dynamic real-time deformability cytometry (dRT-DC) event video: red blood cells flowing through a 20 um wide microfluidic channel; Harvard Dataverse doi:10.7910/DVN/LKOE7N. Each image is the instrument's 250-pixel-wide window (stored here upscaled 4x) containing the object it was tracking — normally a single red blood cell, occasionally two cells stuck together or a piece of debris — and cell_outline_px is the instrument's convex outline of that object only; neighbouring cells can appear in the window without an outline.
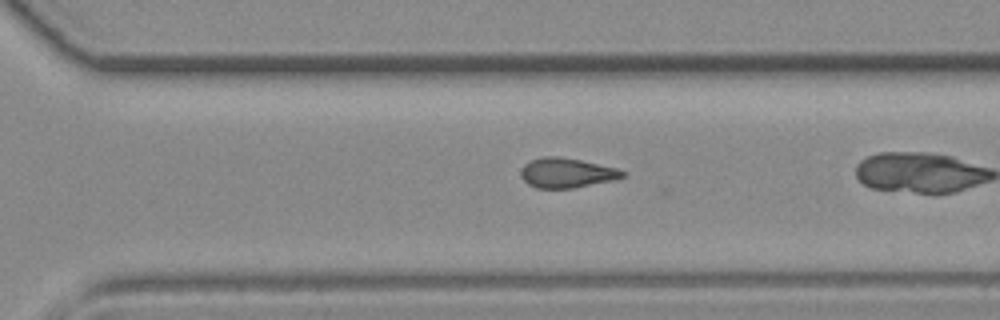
{"species": "common noctule bat (a hibernating species)", "species_latin": "Nyctalus noctula", "temperature_condition": "room temperature", "stored_images_in_passage": 21, "camera_frame_rate_fps": 3000, "um_per_image_px": 0.085, "animal": {"sex": "female", "body_mass_g": 19.3, "forearm_length_mm": 54.1}, "frame": {"image": 1, "passage_image": 18, "time_ms": 5.667, "image_size_px": [1000, 320], "cell_outline_px": [[628, 176], [616, 180], [572, 188], [536, 188], [528, 184], [520, 176], [520, 172], [524, 164], [532, 160], [544, 156], [556, 156], [580, 160], [616, 168], [628, 172]], "centroid_in_image_um": [48.21, 14.7], "position_along_channel_um": 322.4, "area_um2": 17.74}}